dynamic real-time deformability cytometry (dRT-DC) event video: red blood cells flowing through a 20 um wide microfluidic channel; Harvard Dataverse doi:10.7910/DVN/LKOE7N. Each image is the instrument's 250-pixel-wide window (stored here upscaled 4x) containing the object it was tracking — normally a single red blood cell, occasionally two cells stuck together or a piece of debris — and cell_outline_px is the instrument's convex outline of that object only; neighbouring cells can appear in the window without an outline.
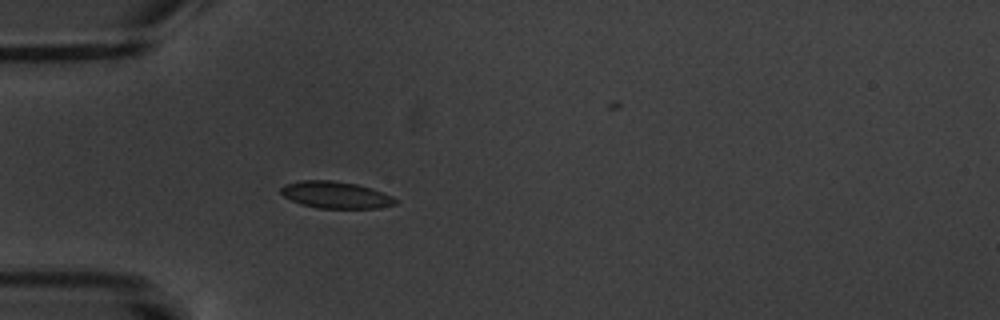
{"species": "common noctule bat (a hibernating species)", "species_latin": "Nyctalus noctula", "temperature_condition": "warm", "stored_images_in_passage": 2, "camera_frame_rate_fps": 3000, "um_per_image_px": 0.085, "animal": {"sex": "male", "body_mass_g": 20.1, "forearm_length_mm": 53.5}, "frame": {"image": 1, "passage_image": 1, "time_ms": 0.0, "image_size_px": [1000, 320], "cell_outline_px": [[400, 200], [396, 204], [380, 208], [316, 208], [300, 204], [284, 196], [280, 192], [280, 188], [284, 184], [300, 180], [332, 180], [356, 184], [372, 188], [392, 196]], "centroid_in_image_um": [28.54, 16.56], "position_along_channel_um": 56.5, "area_um2": 18.09}}